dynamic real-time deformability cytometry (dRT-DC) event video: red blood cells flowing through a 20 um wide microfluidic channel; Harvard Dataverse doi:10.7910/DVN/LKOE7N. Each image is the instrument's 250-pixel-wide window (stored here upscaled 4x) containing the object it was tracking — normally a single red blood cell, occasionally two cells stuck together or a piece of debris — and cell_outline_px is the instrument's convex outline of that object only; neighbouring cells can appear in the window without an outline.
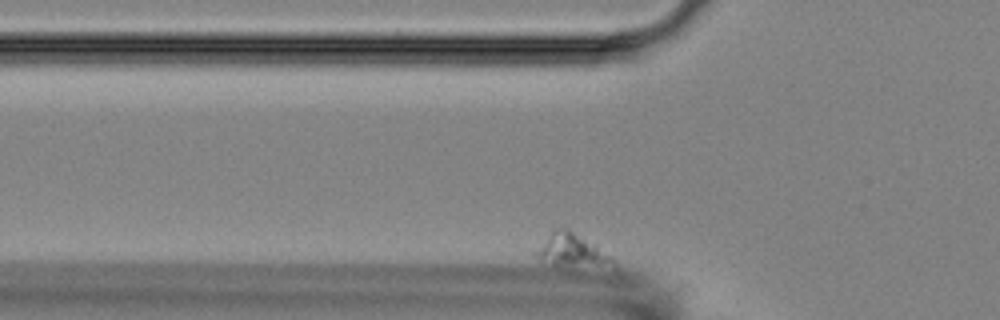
{"species": "Egyptian fruit bat (a non-hibernating species)", "species_latin": "Rousettus aegyptiacus", "temperature_condition": "room temperature", "stored_images_in_passage": 7, "segment_of_instrument_passage": [2, 2], "camera_frame_rate_fps": 3000, "um_per_image_px": 0.085, "animal": {"sex": "female"}, "frame": {"image": 1, "passage_image": 7, "time_ms": 7.333, "image_size_px": [1000, 320], "cell_outline_px": [[616, 268], [556, 268], [540, 260], [532, 252], [556, 228], [568, 228], [596, 244], [616, 264]], "centroid_in_image_um": [48.6, 21.38], "position_along_channel_um": 77.2, "area_um2": 15.66}}